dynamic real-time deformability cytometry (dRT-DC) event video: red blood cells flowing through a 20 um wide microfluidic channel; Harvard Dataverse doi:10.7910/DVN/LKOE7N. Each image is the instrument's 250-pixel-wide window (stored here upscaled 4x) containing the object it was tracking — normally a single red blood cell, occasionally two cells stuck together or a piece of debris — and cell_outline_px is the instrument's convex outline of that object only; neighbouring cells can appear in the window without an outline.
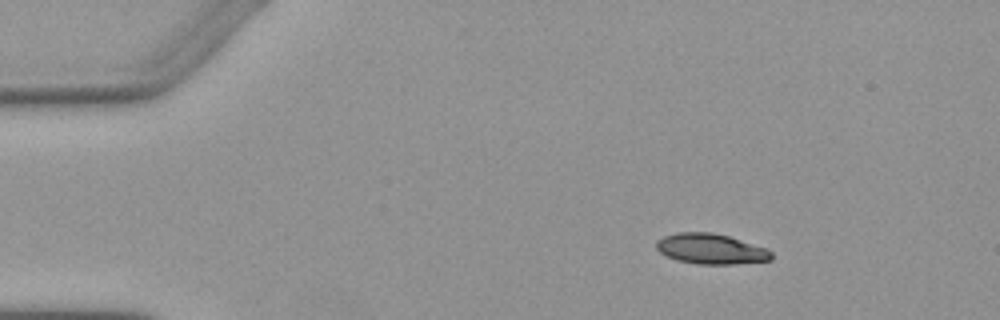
{"species": "Egyptian fruit bat (a non-hibernating species)", "species_latin": "Rousettus aegyptiacus", "temperature_condition": "warm", "stored_images_in_passage": 4, "camera_frame_rate_fps": 3000, "um_per_image_px": 0.085, "animal": {"sex": "female"}, "frame": {"image": 1, "passage_image": 1, "time_ms": 0.0, "image_size_px": [1000, 320], "cell_outline_px": [[772, 260], [732, 264], [696, 264], [676, 260], [660, 252], [656, 248], [656, 240], [664, 236], [676, 232], [712, 232], [728, 236], [768, 248], [772, 252]], "centroid_in_image_um": [60.42, 21.15], "position_along_channel_um": 24.6, "area_um2": 20.46}}
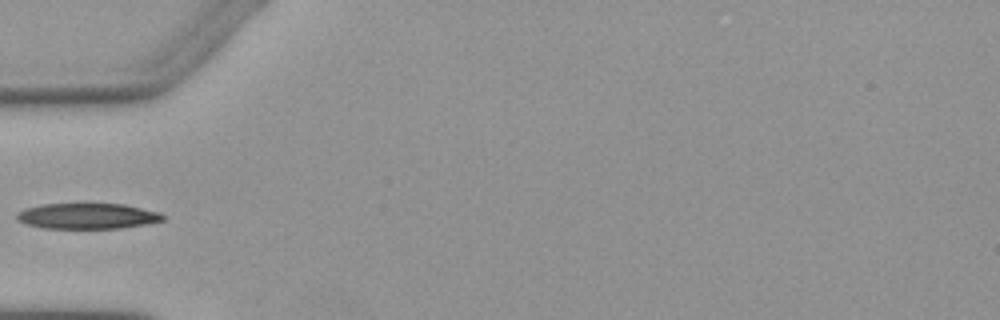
{"frame": {"image": 2, "passage_image": 3, "time_ms": 3.333, "image_size_px": [1000, 320], "cell_outline_px": [[164, 220], [144, 224], [120, 228], [44, 228], [24, 224], [16, 220], [16, 212], [24, 208], [40, 204], [124, 204], [160, 212], [164, 216]], "centroid_in_image_um": [7.36, 18.36], "position_along_channel_um": 77.6, "area_um2": 21.91}}
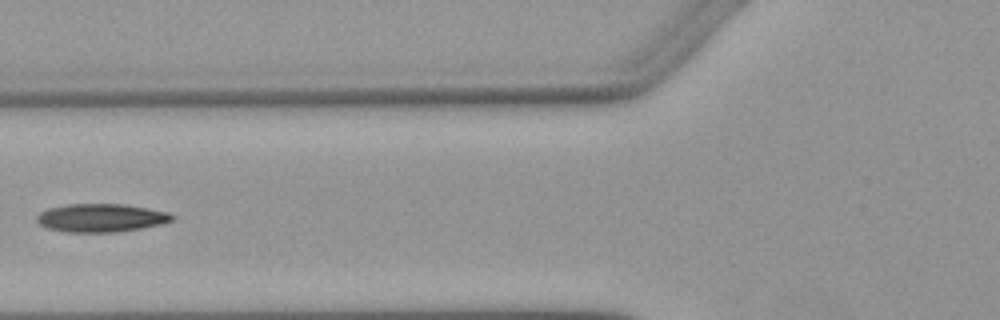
{"frame": {"image": 3, "passage_image": 4, "time_ms": 4.333, "image_size_px": [1000, 320], "cell_outline_px": [[176, 216], [172, 220], [160, 224], [140, 228], [116, 232], [68, 232], [48, 228], [40, 224], [36, 220], [36, 216], [40, 212], [48, 208], [68, 204], [124, 204], [148, 208], [168, 212]], "centroid_in_image_um": [8.58, 18.51], "position_along_channel_um": 117.2, "area_um2": 22.2}}